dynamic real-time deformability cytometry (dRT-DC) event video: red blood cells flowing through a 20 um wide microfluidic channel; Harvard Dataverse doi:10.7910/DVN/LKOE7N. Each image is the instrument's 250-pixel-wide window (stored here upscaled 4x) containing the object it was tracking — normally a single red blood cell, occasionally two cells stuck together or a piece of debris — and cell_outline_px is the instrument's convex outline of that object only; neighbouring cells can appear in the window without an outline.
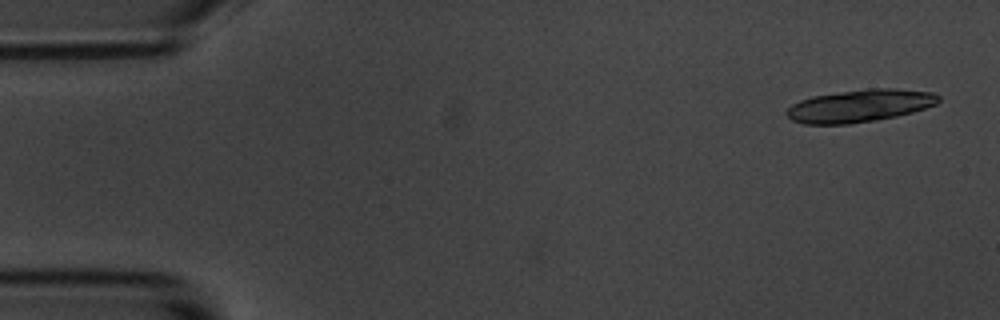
{"species": "common noctule bat (a hibernating species)", "species_latin": "Nyctalus noctula", "temperature_condition": "room temperature", "stored_images_in_passage": 4, "camera_frame_rate_fps": 3000, "um_per_image_px": 0.085, "animal": {"sex": "male", "body_mass_g": 20.1, "forearm_length_mm": 53.5}, "frame": {"image": 1, "passage_image": 1, "time_ms": 0.0, "image_size_px": [1000, 320], "cell_outline_px": [[940, 100], [936, 104], [912, 112], [896, 116], [876, 120], [852, 124], [804, 124], [792, 120], [788, 116], [788, 108], [792, 104], [800, 100], [812, 96], [868, 88], [896, 88], [936, 92], [940, 96]], "centroid_in_image_um": [73.12, 8.98], "position_along_channel_um": 11.9, "area_um2": 28.84}}